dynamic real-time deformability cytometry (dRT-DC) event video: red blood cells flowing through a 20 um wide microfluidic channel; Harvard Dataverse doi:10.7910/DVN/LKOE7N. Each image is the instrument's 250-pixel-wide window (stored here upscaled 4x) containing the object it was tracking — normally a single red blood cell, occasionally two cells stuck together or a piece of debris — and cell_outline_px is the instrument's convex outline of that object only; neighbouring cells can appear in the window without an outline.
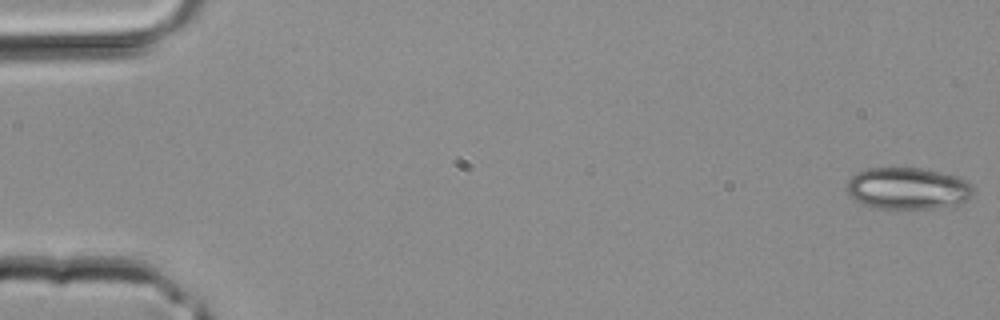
{"species": "common noctule bat (a hibernating species)", "species_latin": "Nyctalus noctula", "temperature_condition": "room temperature", "stored_images_in_passage": 4, "camera_frame_rate_fps": 3000, "um_per_image_px": 0.085, "animal": {"sex": "male", "body_mass_g": 20.4}, "frame": {"image": 1, "passage_image": 1, "time_ms": 0.0, "image_size_px": [1000, 320], "cell_outline_px": [[972, 196], [960, 204], [936, 208], [876, 208], [864, 204], [856, 200], [848, 192], [848, 180], [856, 172], [868, 168], [924, 168], [956, 176], [964, 180], [972, 188]], "centroid_in_image_um": [77.16, 16.01], "position_along_channel_um": 7.8, "area_um2": 30.52}}